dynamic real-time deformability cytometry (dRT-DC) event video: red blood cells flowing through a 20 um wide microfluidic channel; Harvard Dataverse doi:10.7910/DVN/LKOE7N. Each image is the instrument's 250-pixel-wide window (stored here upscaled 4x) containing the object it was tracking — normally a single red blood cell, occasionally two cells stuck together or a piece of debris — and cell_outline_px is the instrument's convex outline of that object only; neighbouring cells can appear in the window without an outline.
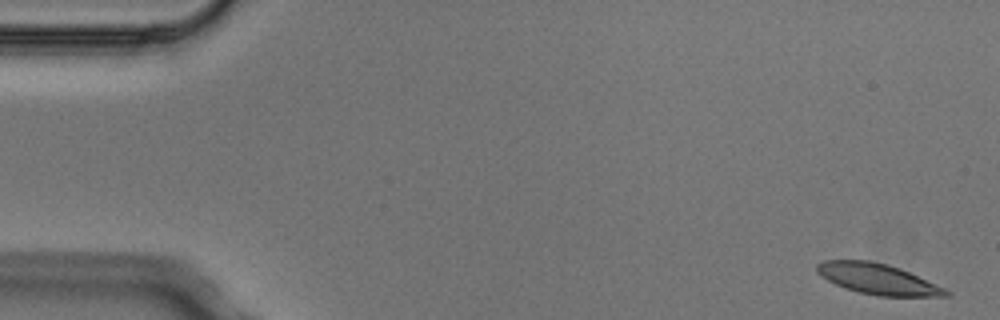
{"species": "Egyptian fruit bat (a non-hibernating species)", "species_latin": "Rousettus aegyptiacus", "temperature_condition": "cold", "stored_images_in_passage": 8, "camera_frame_rate_fps": 3000, "um_per_image_px": 0.085, "animal": {"sex": "male"}, "frame": {"image": 1, "passage_image": 1, "time_ms": 0.0, "image_size_px": [1000, 320], "cell_outline_px": [[952, 296], [880, 296], [860, 292], [844, 288], [820, 276], [816, 272], [816, 264], [824, 260], [868, 260], [888, 264], [900, 268], [944, 288], [952, 292]], "centroid_in_image_um": [74.59, 23.71], "position_along_channel_um": 10.4, "area_um2": 22.95}}
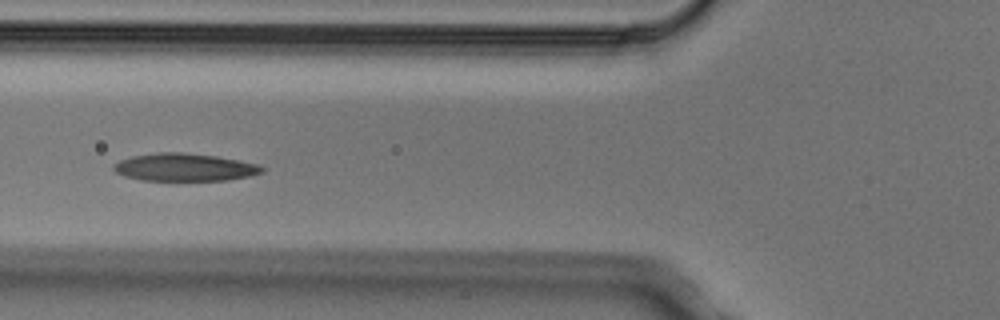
{"frame": {"image": 2, "passage_image": 6, "time_ms": 1.667, "image_size_px": [1000, 320], "cell_outline_px": [[264, 172], [248, 176], [228, 180], [140, 180], [124, 176], [116, 172], [112, 168], [112, 164], [120, 160], [132, 156], [156, 152], [184, 152], [216, 156], [240, 160], [256, 164], [264, 168]], "centroid_in_image_um": [15.65, 14.21], "position_along_channel_um": 110.1, "area_um2": 23.99}}
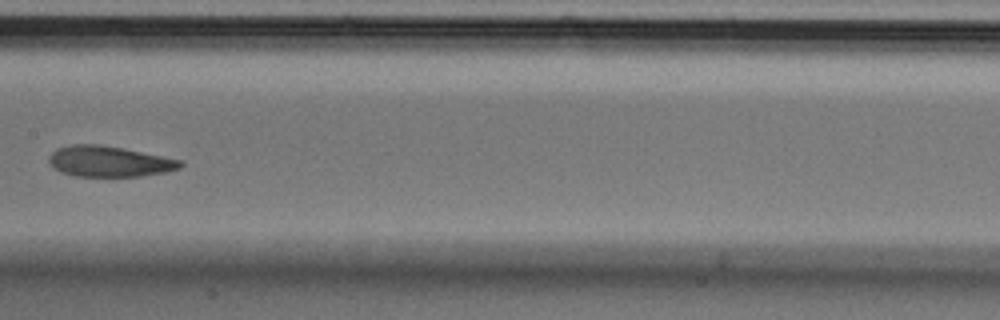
{"frame": {"image": 3, "passage_image": 8, "time_ms": 2.333, "image_size_px": [1000, 320], "cell_outline_px": [[184, 164], [180, 168], [164, 172], [140, 176], [76, 176], [60, 172], [52, 168], [48, 160], [48, 156], [56, 148], [72, 144], [100, 144], [124, 148], [184, 160]], "centroid_in_image_um": [9.27, 13.71], "position_along_channel_um": 198.1, "area_um2": 23.81}}